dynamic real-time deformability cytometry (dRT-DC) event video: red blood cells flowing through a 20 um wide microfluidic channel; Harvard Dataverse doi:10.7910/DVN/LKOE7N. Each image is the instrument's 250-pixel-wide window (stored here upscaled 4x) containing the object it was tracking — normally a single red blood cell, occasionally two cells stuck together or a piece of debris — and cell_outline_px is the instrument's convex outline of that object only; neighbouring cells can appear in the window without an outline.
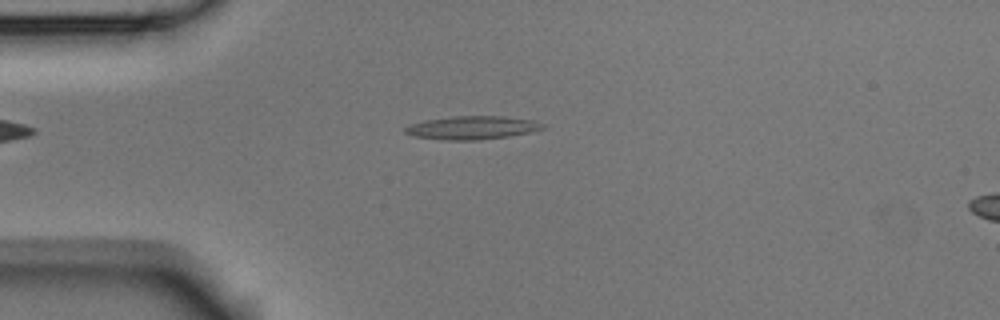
{"species": "Egyptian fruit bat (a non-hibernating species)", "species_latin": "Rousettus aegyptiacus", "temperature_condition": "room temperature", "stored_images_in_passage": 41, "camera_frame_rate_fps": 3000, "um_per_image_px": 0.085, "animal": {"sex": "male"}, "frame": {"image": 1, "passage_image": 1, "time_ms": 0.0, "image_size_px": [1000, 320], "cell_outline_px": [[544, 128], [532, 132], [508, 136], [480, 140], [440, 140], [412, 136], [404, 132], [404, 128], [408, 124], [424, 120], [452, 116], [504, 116], [536, 120], [544, 124]], "centroid_in_image_um": [40.11, 10.85], "position_along_channel_um": 44.9, "area_um2": 19.02}}
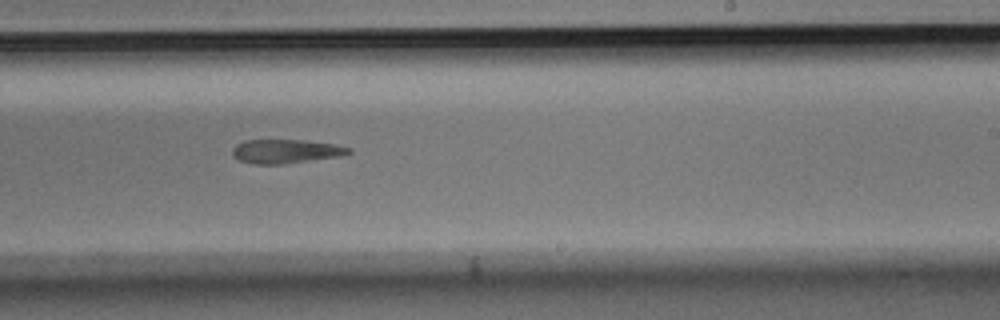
{"frame": {"image": 2, "passage_image": 20, "time_ms": 6.333, "image_size_px": [1000, 320], "cell_outline_px": [[352, 152], [340, 156], [280, 164], [256, 164], [240, 160], [232, 156], [232, 148], [236, 144], [244, 140], [304, 140], [336, 144], [352, 148]], "centroid_in_image_um": [24.29, 12.85], "position_along_channel_um": 264.7, "area_um2": 16.18}}
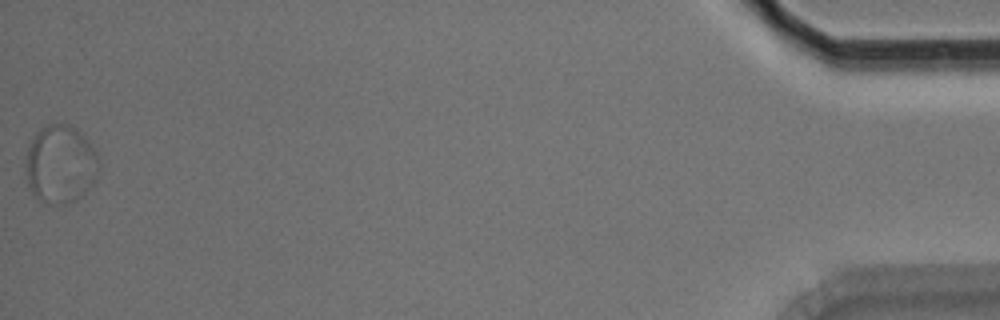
{"frame": {"image": 3, "passage_image": 41, "time_ms": 13.333, "image_size_px": [1000, 320], "cell_outline_px": [[100, 164], [96, 180], [80, 196], [64, 204], [56, 204], [40, 200], [32, 192], [28, 184], [24, 168], [24, 160], [28, 144], [36, 132], [48, 124], [68, 124], [76, 128], [92, 144], [96, 152]], "centroid_in_image_um": [5.12, 13.93], "position_along_channel_um": 430.1, "area_um2": 33.58}}